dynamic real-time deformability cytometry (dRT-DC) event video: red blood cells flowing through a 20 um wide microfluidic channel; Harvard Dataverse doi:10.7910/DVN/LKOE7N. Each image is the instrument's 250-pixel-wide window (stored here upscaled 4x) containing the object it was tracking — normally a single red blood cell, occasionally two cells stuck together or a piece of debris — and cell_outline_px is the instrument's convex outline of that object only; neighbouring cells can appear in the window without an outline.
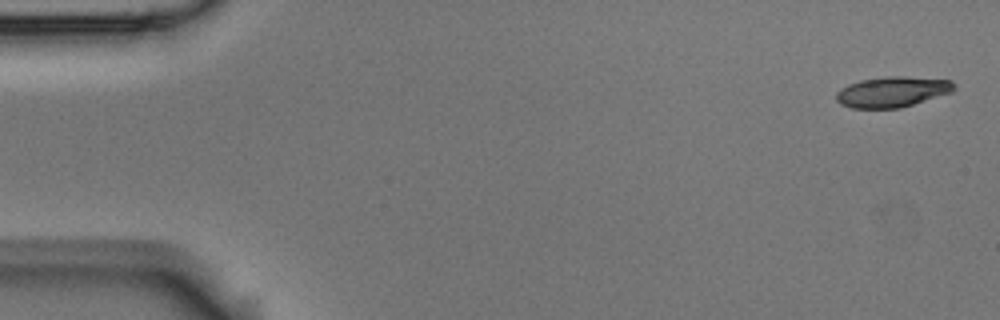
{"species": "Egyptian fruit bat (a non-hibernating species)", "species_latin": "Rousettus aegyptiacus", "temperature_condition": "room temperature", "stored_images_in_passage": 5, "camera_frame_rate_fps": 3000, "um_per_image_px": 0.085, "animal": {"sex": "male"}, "frame": {"image": 1, "passage_image": 1, "time_ms": 0.0, "image_size_px": [1000, 320], "cell_outline_px": [[956, 88], [952, 92], [900, 108], [852, 108], [840, 104], [836, 100], [836, 92], [840, 88], [848, 84], [860, 80], [884, 76], [904, 76], [952, 80], [956, 84]], "centroid_in_image_um": [75.84, 7.79], "position_along_channel_um": 9.2, "area_um2": 21.15}}